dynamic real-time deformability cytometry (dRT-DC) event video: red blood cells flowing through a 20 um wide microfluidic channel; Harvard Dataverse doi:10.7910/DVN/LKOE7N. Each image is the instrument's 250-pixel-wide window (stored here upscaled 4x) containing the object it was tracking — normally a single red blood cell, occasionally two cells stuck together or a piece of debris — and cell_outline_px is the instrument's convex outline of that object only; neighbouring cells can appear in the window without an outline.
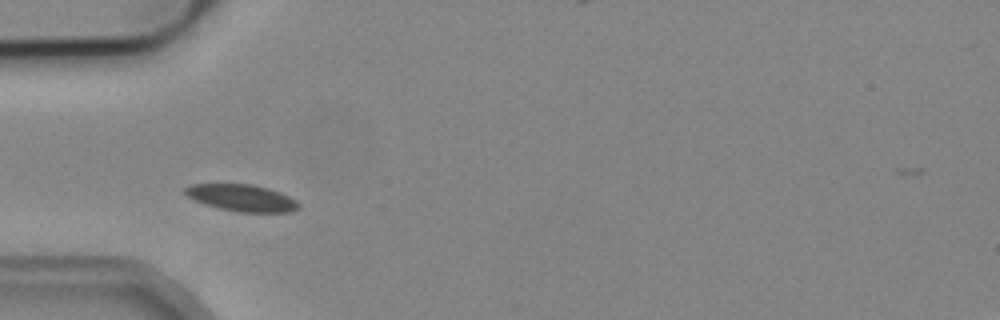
{"species": "common noctule bat (a hibernating species)", "species_latin": "Nyctalus noctula", "temperature_condition": "cold", "stored_images_in_passage": 2, "camera_frame_rate_fps": 3000, "um_per_image_px": 0.085, "animal": {"sex": "male", "body_mass_g": 19.2, "forearm_length_mm": 51.8}, "frame": {"image": 1, "passage_image": 1, "time_ms": 0.0, "image_size_px": [1000, 320], "cell_outline_px": [[300, 208], [292, 212], [236, 212], [204, 204], [192, 200], [184, 192], [184, 188], [192, 184], [252, 184], [268, 188], [280, 192], [296, 200], [300, 204]], "centroid_in_image_um": [20.56, 16.82], "position_along_channel_um": 64.4, "area_um2": 17.86}}